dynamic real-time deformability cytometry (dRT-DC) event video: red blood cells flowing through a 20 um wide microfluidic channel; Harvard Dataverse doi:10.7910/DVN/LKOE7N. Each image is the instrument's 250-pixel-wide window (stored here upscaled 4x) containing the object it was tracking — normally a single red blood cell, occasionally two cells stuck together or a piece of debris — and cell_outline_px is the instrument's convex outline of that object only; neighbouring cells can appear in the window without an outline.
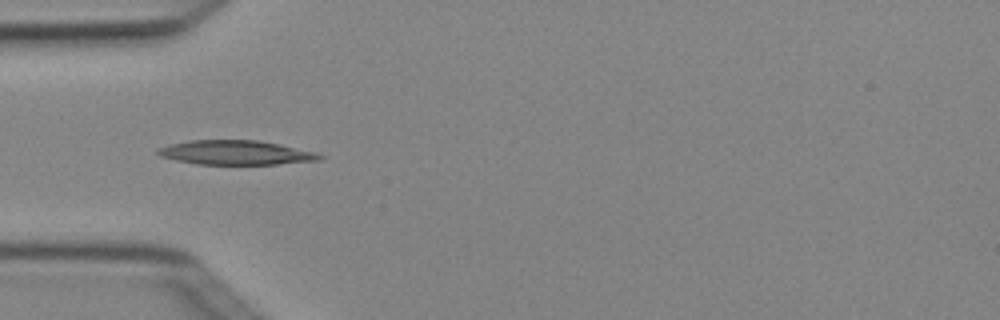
{"species": "Egyptian fruit bat (a non-hibernating species)", "species_latin": "Rousettus aegyptiacus", "temperature_condition": "cold", "stored_images_in_passage": 6, "camera_frame_rate_fps": 3000, "um_per_image_px": 0.085, "animal": {"sex": "female"}, "frame": {"image": 1, "passage_image": 4, "time_ms": 1.0, "image_size_px": [1000, 320], "cell_outline_px": [[324, 156], [320, 160], [276, 164], [196, 164], [176, 160], [160, 156], [156, 152], [156, 148], [168, 144], [188, 140], [260, 140], [280, 144], [316, 152]], "centroid_in_image_um": [20.01, 12.96], "position_along_channel_um": 65.0, "area_um2": 23.06}}
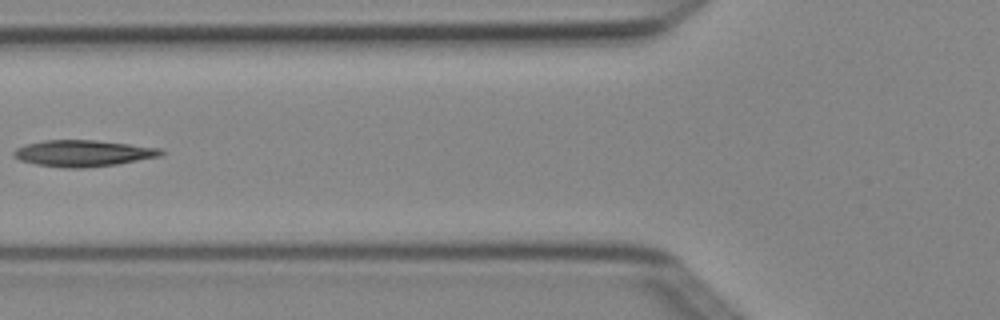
{"frame": {"image": 2, "passage_image": 5, "time_ms": 1.333, "image_size_px": [1000, 320], "cell_outline_px": [[164, 152], [160, 156], [116, 164], [80, 168], [64, 168], [36, 164], [20, 160], [12, 156], [12, 152], [16, 148], [24, 144], [44, 140], [96, 140], [164, 148]], "centroid_in_image_um": [7.04, 13.02], "position_along_channel_um": 118.8, "area_um2": 22.72}}
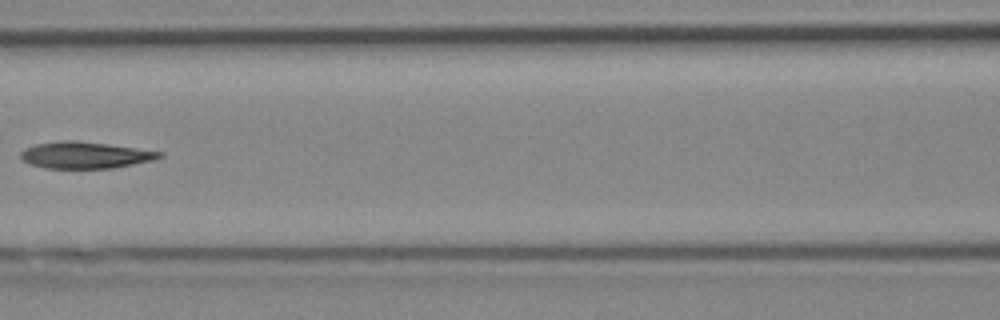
{"frame": {"image": 3, "passage_image": 6, "time_ms": 1.667, "image_size_px": [1000, 320], "cell_outline_px": [[164, 156], [152, 160], [112, 168], [44, 168], [28, 164], [20, 160], [20, 152], [24, 148], [36, 144], [60, 140], [76, 140], [108, 144], [164, 152]], "centroid_in_image_um": [7.17, 13.18], "position_along_channel_um": 159.4, "area_um2": 21.68}}